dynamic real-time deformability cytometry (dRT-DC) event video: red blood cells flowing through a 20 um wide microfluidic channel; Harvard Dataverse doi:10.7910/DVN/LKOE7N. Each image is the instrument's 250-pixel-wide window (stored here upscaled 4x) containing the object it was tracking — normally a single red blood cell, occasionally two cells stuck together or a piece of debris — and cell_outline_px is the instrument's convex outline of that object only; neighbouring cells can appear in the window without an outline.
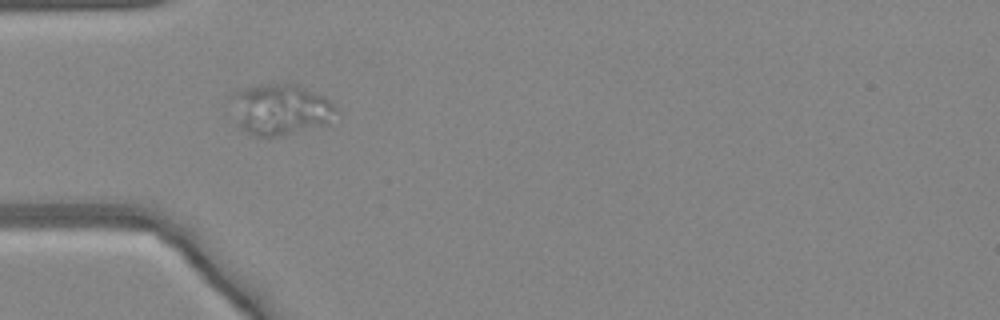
{"species": "common noctule bat (a hibernating species)", "species_latin": "Nyctalus noctula", "temperature_condition": "warm", "stored_images_in_passage": 25, "camera_frame_rate_fps": 3000, "um_per_image_px": 0.085, "animal": {"sex": "female", "body_mass_g": 24.6, "forearm_length_mm": 56.2}, "frame": {"image": 1, "passage_image": 8, "time_ms": 2.333, "image_size_px": [1000, 320], "cell_outline_px": [[340, 112], [332, 124], [280, 136], [252, 136], [240, 128], [228, 100], [232, 92], [240, 88], [256, 84], [292, 84], [324, 96]], "centroid_in_image_um": [23.82, 9.31], "position_along_channel_um": 61.2, "area_um2": 31.91}}